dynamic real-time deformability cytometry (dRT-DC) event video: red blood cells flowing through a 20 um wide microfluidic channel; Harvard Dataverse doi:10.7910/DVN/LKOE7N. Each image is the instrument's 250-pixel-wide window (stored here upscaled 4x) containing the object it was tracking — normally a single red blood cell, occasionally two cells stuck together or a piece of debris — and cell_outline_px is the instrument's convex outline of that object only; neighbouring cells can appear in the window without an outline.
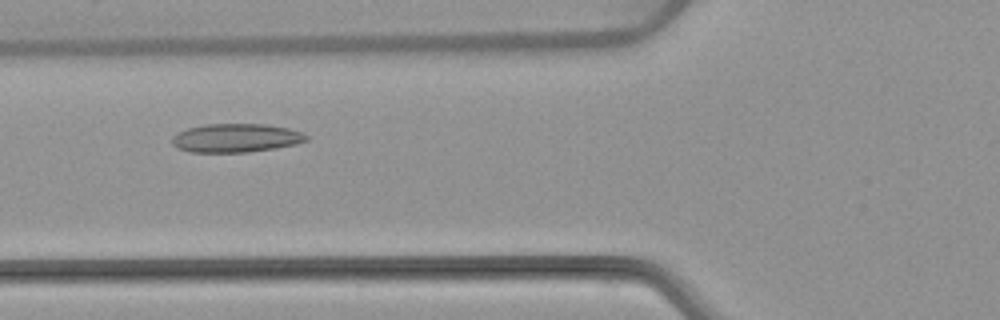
{"species": "common noctule bat (a hibernating species)", "species_latin": "Nyctalus noctula", "temperature_condition": "warm", "stored_images_in_passage": 5, "camera_frame_rate_fps": 3000, "um_per_image_px": 0.085, "animal": {"sex": "female", "body_mass_g": 22.7, "forearm_length_mm": 54.2}, "frame": {"image": 1, "passage_image": 4, "time_ms": 3.333, "image_size_px": [1000, 320], "cell_outline_px": [[308, 140], [296, 144], [276, 148], [248, 152], [192, 152], [176, 148], [172, 144], [172, 136], [188, 128], [204, 124], [264, 124], [288, 128], [304, 132], [308, 136]], "centroid_in_image_um": [20.08, 11.73], "position_along_channel_um": 105.7, "area_um2": 22.48}}
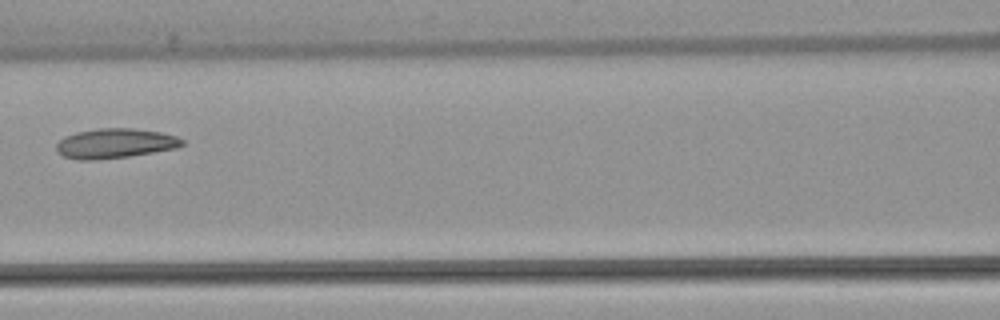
{"frame": {"image": 2, "passage_image": 5, "time_ms": 4.667, "image_size_px": [1000, 320], "cell_outline_px": [[184, 144], [176, 148], [128, 156], [96, 160], [76, 160], [64, 156], [56, 152], [56, 144], [64, 136], [76, 132], [100, 128], [132, 128], [160, 132], [176, 136], [184, 140]], "centroid_in_image_um": [9.74, 12.19], "position_along_channel_um": 156.9, "area_um2": 21.79}}